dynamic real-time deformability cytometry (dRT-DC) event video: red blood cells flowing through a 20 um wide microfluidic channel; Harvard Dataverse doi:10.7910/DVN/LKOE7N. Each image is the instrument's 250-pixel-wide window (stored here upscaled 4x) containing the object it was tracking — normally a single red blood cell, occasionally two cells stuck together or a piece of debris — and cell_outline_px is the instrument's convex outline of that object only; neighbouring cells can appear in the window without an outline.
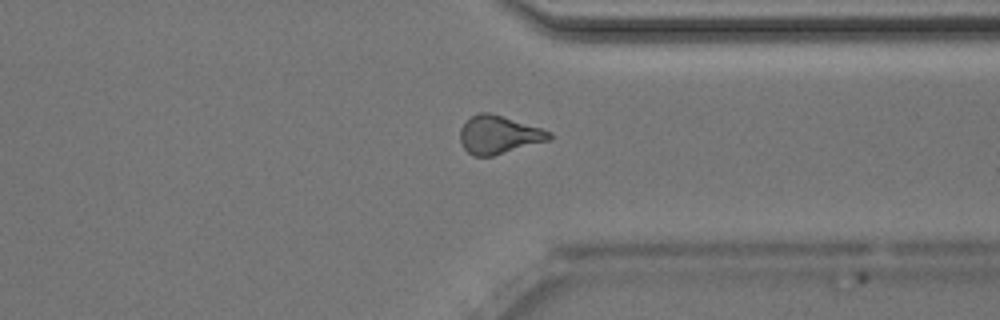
{"species": "Egyptian fruit bat (a non-hibernating species)", "species_latin": "Rousettus aegyptiacus", "temperature_condition": "room temperature", "stored_images_in_passage": 44, "camera_frame_rate_fps": 3000, "um_per_image_px": 0.085, "animal": {"sex": "male"}, "frame": {"image": 1, "passage_image": 32, "time_ms": 10.333, "image_size_px": [1000, 320], "cell_outline_px": [[552, 140], [492, 156], [472, 156], [464, 148], [460, 140], [460, 128], [476, 112], [488, 112], [540, 128], [552, 132]], "centroid_in_image_um": [42.4, 11.47], "position_along_channel_um": 369.0, "area_um2": 19.71}, "authors_computed_cell_mechanics": {"area_um2": 19.9988, "velocity_mm_per_s": 4.0669, "shape_relaxation_time_tau1_ms": null, "shape_relaxation_time_tau2_ms": 2.5728, "deformation_change_tau1": null, "deformation_change_tau2": 0.0976}}